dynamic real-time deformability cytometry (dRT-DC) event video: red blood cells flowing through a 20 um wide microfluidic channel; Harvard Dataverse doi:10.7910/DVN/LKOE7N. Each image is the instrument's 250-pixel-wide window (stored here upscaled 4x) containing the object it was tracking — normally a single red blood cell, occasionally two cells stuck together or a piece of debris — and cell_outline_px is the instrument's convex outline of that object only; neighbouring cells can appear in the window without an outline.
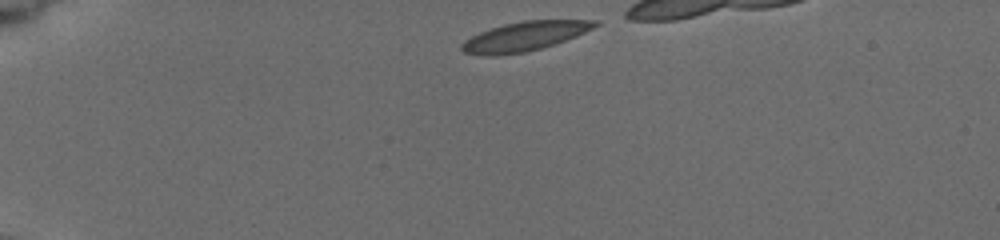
{"species": "common noctule bat (a hibernating species)", "species_latin": "Nyctalus noctula", "temperature_condition": "cold", "stored_images_in_passage": 6, "camera_frame_rate_fps": 3000, "um_per_image_px": 0.085, "animal": {"sex": "female", "body_mass_g": 19.5, "forearm_length_mm": 54.1}, "frame": {"image": 1, "passage_image": 1, "time_ms": 0.0, "image_size_px": [1000, 240], "cell_outline_px": [[600, 24], [576, 36], [540, 48], [524, 52], [496, 56], [488, 56], [464, 52], [460, 48], [460, 44], [464, 40], [480, 32], [504, 24], [524, 20], [600, 20]], "centroid_in_image_um": [44.57, 3.08], "position_along_channel_um": 40.4, "area_um2": 22.48}}
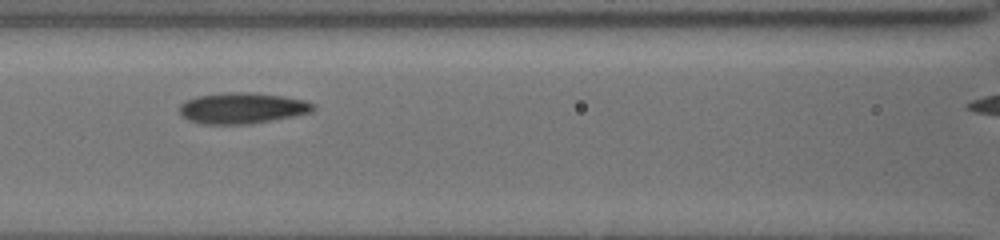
{"frame": {"image": 2, "passage_image": 5, "time_ms": 4.333, "image_size_px": [1000, 240], "cell_outline_px": [[316, 108], [312, 112], [252, 124], [204, 124], [188, 120], [180, 112], [180, 104], [184, 100], [196, 96], [224, 92], [252, 92], [284, 96], [304, 100], [316, 104]], "centroid_in_image_um": [20.6, 9.18], "position_along_channel_um": 146.0, "area_um2": 24.33}}